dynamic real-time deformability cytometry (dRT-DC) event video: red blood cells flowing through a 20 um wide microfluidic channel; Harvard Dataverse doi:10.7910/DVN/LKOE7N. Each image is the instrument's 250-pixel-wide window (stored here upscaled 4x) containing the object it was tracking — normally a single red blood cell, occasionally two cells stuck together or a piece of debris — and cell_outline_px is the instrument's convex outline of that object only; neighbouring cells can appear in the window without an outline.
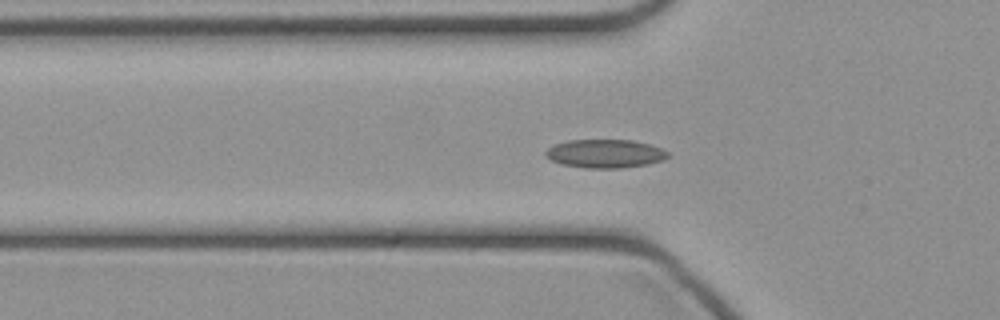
{"species": "common noctule bat (a hibernating species)", "species_latin": "Nyctalus noctula", "temperature_condition": "cold", "stored_images_in_passage": 43, "camera_frame_rate_fps": 3000, "um_per_image_px": 0.085, "animal": {"sex": "female", "body_mass_g": 21.9}, "frame": {"image": 1, "passage_image": 11, "time_ms": 3.333, "image_size_px": [1000, 320], "cell_outline_px": [[668, 156], [664, 160], [648, 164], [620, 168], [584, 168], [560, 164], [544, 156], [544, 152], [548, 148], [556, 144], [568, 140], [632, 140], [652, 144], [668, 152]], "centroid_in_image_um": [51.43, 13.06], "position_along_channel_um": 74.4, "area_um2": 20.4}}
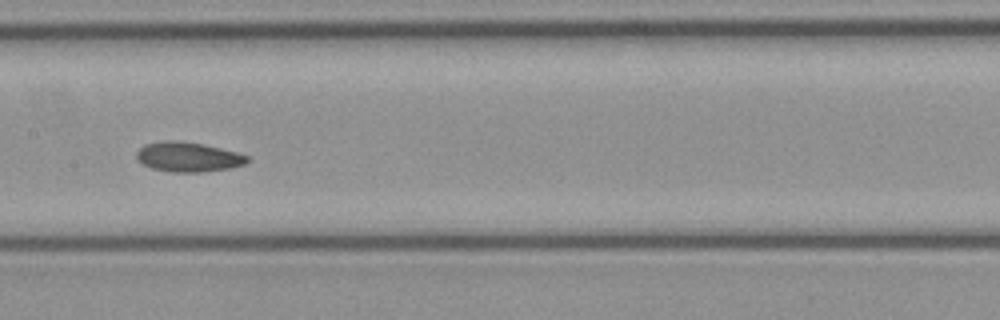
{"frame": {"image": 2, "passage_image": 19, "time_ms": 6.0, "image_size_px": [1000, 320], "cell_outline_px": [[252, 160], [244, 164], [232, 168], [204, 172], [172, 172], [152, 168], [136, 160], [136, 152], [144, 144], [164, 140], [176, 140], [204, 144], [236, 152], [248, 156]], "centroid_in_image_um": [16.0, 13.34], "position_along_channel_um": 191.4, "area_um2": 19.36}}
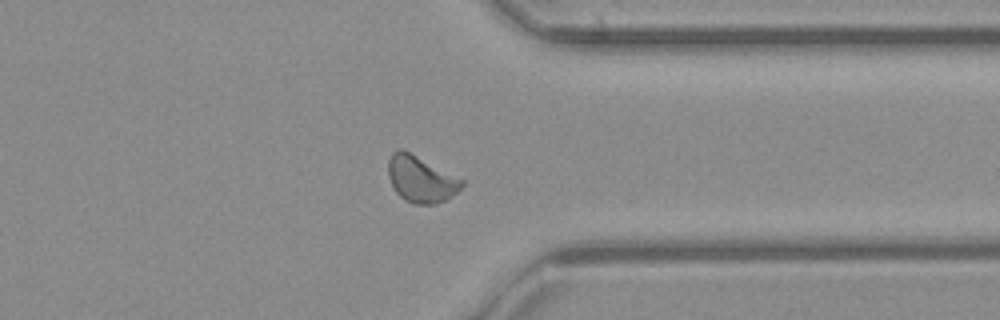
{"frame": {"image": 3, "passage_image": 32, "time_ms": 10.333, "image_size_px": [1000, 320], "cell_outline_px": [[464, 184], [452, 196], [436, 204], [412, 204], [404, 200], [396, 192], [388, 176], [388, 160], [392, 152], [400, 148], [404, 148], [464, 180]], "centroid_in_image_um": [35.75, 15.21], "position_along_channel_um": 375.6, "area_um2": 20.06}}